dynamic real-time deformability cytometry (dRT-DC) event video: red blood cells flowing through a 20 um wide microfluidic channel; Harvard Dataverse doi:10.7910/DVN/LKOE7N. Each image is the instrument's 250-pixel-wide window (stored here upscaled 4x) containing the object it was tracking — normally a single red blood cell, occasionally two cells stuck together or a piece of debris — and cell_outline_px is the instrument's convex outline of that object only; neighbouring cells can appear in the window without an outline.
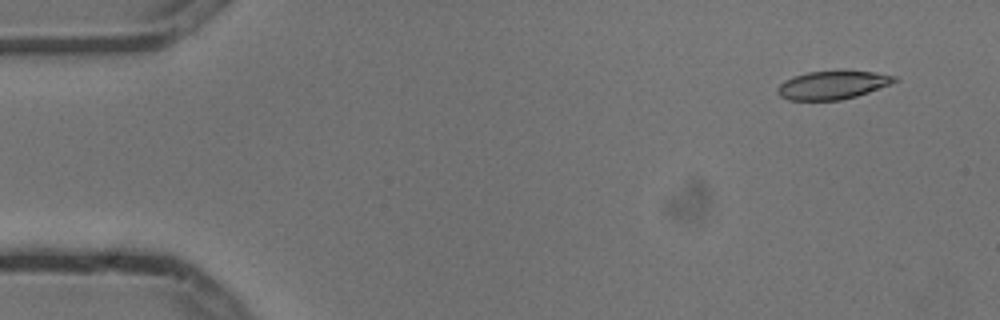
{"species": "common noctule bat (a hibernating species)", "species_latin": "Nyctalus noctula", "temperature_condition": "cold", "stored_images_in_passage": 5, "camera_frame_rate_fps": 3000, "um_per_image_px": 0.085, "animal": {"sex": "male", "body_mass_g": 13.3}, "frame": {"image": 1, "passage_image": 1, "time_ms": 0.0, "image_size_px": [1000, 320], "cell_outline_px": [[900, 80], [868, 92], [856, 96], [840, 100], [788, 100], [780, 96], [776, 92], [776, 88], [784, 80], [792, 76], [808, 72], [840, 68], [844, 68], [872, 72], [896, 76]], "centroid_in_image_um": [70.75, 7.18], "position_along_channel_um": 14.2, "area_um2": 20.0}}